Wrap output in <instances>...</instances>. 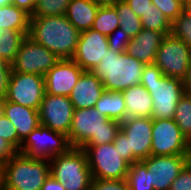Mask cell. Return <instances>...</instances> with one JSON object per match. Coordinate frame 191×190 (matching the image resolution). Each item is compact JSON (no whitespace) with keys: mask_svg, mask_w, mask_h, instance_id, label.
<instances>
[{"mask_svg":"<svg viewBox=\"0 0 191 190\" xmlns=\"http://www.w3.org/2000/svg\"><path fill=\"white\" fill-rule=\"evenodd\" d=\"M80 34L65 15L30 17L28 36L59 59L74 56Z\"/></svg>","mask_w":191,"mask_h":190,"instance_id":"6da1fadb","label":"cell"},{"mask_svg":"<svg viewBox=\"0 0 191 190\" xmlns=\"http://www.w3.org/2000/svg\"><path fill=\"white\" fill-rule=\"evenodd\" d=\"M120 122L102 116L95 107L74 109L68 141L71 147L113 143Z\"/></svg>","mask_w":191,"mask_h":190,"instance_id":"7a4b0ae2","label":"cell"},{"mask_svg":"<svg viewBox=\"0 0 191 190\" xmlns=\"http://www.w3.org/2000/svg\"><path fill=\"white\" fill-rule=\"evenodd\" d=\"M140 84L153 101L151 119H173L177 104L184 92L183 80L167 77L155 64L143 68Z\"/></svg>","mask_w":191,"mask_h":190,"instance_id":"3957f363","label":"cell"},{"mask_svg":"<svg viewBox=\"0 0 191 190\" xmlns=\"http://www.w3.org/2000/svg\"><path fill=\"white\" fill-rule=\"evenodd\" d=\"M49 175L48 159L17 152L0 166V187L3 190H41Z\"/></svg>","mask_w":191,"mask_h":190,"instance_id":"277c9868","label":"cell"},{"mask_svg":"<svg viewBox=\"0 0 191 190\" xmlns=\"http://www.w3.org/2000/svg\"><path fill=\"white\" fill-rule=\"evenodd\" d=\"M145 64L131 57L127 52H114L108 47L107 54L92 70V73L102 81L105 90L124 91L140 84Z\"/></svg>","mask_w":191,"mask_h":190,"instance_id":"5b68a950","label":"cell"},{"mask_svg":"<svg viewBox=\"0 0 191 190\" xmlns=\"http://www.w3.org/2000/svg\"><path fill=\"white\" fill-rule=\"evenodd\" d=\"M152 126L151 118L130 117L120 123L113 144L130 165L151 156Z\"/></svg>","mask_w":191,"mask_h":190,"instance_id":"8992f818","label":"cell"},{"mask_svg":"<svg viewBox=\"0 0 191 190\" xmlns=\"http://www.w3.org/2000/svg\"><path fill=\"white\" fill-rule=\"evenodd\" d=\"M50 175L66 190H90L92 175L82 148L71 147L49 160Z\"/></svg>","mask_w":191,"mask_h":190,"instance_id":"52a82bcc","label":"cell"},{"mask_svg":"<svg viewBox=\"0 0 191 190\" xmlns=\"http://www.w3.org/2000/svg\"><path fill=\"white\" fill-rule=\"evenodd\" d=\"M92 178L105 180L126 179L130 164L121 158L113 143L83 146Z\"/></svg>","mask_w":191,"mask_h":190,"instance_id":"ba28073f","label":"cell"},{"mask_svg":"<svg viewBox=\"0 0 191 190\" xmlns=\"http://www.w3.org/2000/svg\"><path fill=\"white\" fill-rule=\"evenodd\" d=\"M191 63V49L171 33L165 35L156 52L154 64L167 77L183 80Z\"/></svg>","mask_w":191,"mask_h":190,"instance_id":"9c48e42d","label":"cell"},{"mask_svg":"<svg viewBox=\"0 0 191 190\" xmlns=\"http://www.w3.org/2000/svg\"><path fill=\"white\" fill-rule=\"evenodd\" d=\"M70 148L65 134L40 124L22 142L18 152L28 157L50 160L56 155L66 153Z\"/></svg>","mask_w":191,"mask_h":190,"instance_id":"30bf717a","label":"cell"},{"mask_svg":"<svg viewBox=\"0 0 191 190\" xmlns=\"http://www.w3.org/2000/svg\"><path fill=\"white\" fill-rule=\"evenodd\" d=\"M60 59L46 47L40 45L28 35L11 65V72L38 74L44 76Z\"/></svg>","mask_w":191,"mask_h":190,"instance_id":"8fae6325","label":"cell"},{"mask_svg":"<svg viewBox=\"0 0 191 190\" xmlns=\"http://www.w3.org/2000/svg\"><path fill=\"white\" fill-rule=\"evenodd\" d=\"M151 155H191V144L173 119L153 120Z\"/></svg>","mask_w":191,"mask_h":190,"instance_id":"7c38bea8","label":"cell"},{"mask_svg":"<svg viewBox=\"0 0 191 190\" xmlns=\"http://www.w3.org/2000/svg\"><path fill=\"white\" fill-rule=\"evenodd\" d=\"M45 93L44 76L10 72L5 97L7 101L39 110Z\"/></svg>","mask_w":191,"mask_h":190,"instance_id":"4fadbf2b","label":"cell"},{"mask_svg":"<svg viewBox=\"0 0 191 190\" xmlns=\"http://www.w3.org/2000/svg\"><path fill=\"white\" fill-rule=\"evenodd\" d=\"M38 112L41 125L68 137L74 113L69 97L45 93Z\"/></svg>","mask_w":191,"mask_h":190,"instance_id":"5bb4252c","label":"cell"},{"mask_svg":"<svg viewBox=\"0 0 191 190\" xmlns=\"http://www.w3.org/2000/svg\"><path fill=\"white\" fill-rule=\"evenodd\" d=\"M190 160L191 155H151L142 161L151 172L154 190H169L171 183Z\"/></svg>","mask_w":191,"mask_h":190,"instance_id":"9a60e30c","label":"cell"},{"mask_svg":"<svg viewBox=\"0 0 191 190\" xmlns=\"http://www.w3.org/2000/svg\"><path fill=\"white\" fill-rule=\"evenodd\" d=\"M108 47L107 36L91 28L81 32L75 54L71 59L84 71H92L105 57Z\"/></svg>","mask_w":191,"mask_h":190,"instance_id":"2e32d148","label":"cell"},{"mask_svg":"<svg viewBox=\"0 0 191 190\" xmlns=\"http://www.w3.org/2000/svg\"><path fill=\"white\" fill-rule=\"evenodd\" d=\"M83 72L84 70L72 59H60L44 75L46 93L69 97Z\"/></svg>","mask_w":191,"mask_h":190,"instance_id":"e0dca14e","label":"cell"},{"mask_svg":"<svg viewBox=\"0 0 191 190\" xmlns=\"http://www.w3.org/2000/svg\"><path fill=\"white\" fill-rule=\"evenodd\" d=\"M0 111L13 123L21 142L40 125L39 112L36 109L2 99Z\"/></svg>","mask_w":191,"mask_h":190,"instance_id":"ac0fdd59","label":"cell"},{"mask_svg":"<svg viewBox=\"0 0 191 190\" xmlns=\"http://www.w3.org/2000/svg\"><path fill=\"white\" fill-rule=\"evenodd\" d=\"M104 91L102 81L92 71H84L72 89L69 98L74 109H87L95 107Z\"/></svg>","mask_w":191,"mask_h":190,"instance_id":"d6986e66","label":"cell"},{"mask_svg":"<svg viewBox=\"0 0 191 190\" xmlns=\"http://www.w3.org/2000/svg\"><path fill=\"white\" fill-rule=\"evenodd\" d=\"M165 35L161 32L143 28L127 45V54L143 62L154 64L156 52Z\"/></svg>","mask_w":191,"mask_h":190,"instance_id":"ffe728a7","label":"cell"},{"mask_svg":"<svg viewBox=\"0 0 191 190\" xmlns=\"http://www.w3.org/2000/svg\"><path fill=\"white\" fill-rule=\"evenodd\" d=\"M122 93L126 106V119L130 117L151 118L152 97L141 84L131 86Z\"/></svg>","mask_w":191,"mask_h":190,"instance_id":"44dd1931","label":"cell"},{"mask_svg":"<svg viewBox=\"0 0 191 190\" xmlns=\"http://www.w3.org/2000/svg\"><path fill=\"white\" fill-rule=\"evenodd\" d=\"M99 5L92 0H70L65 16L80 32L92 28Z\"/></svg>","mask_w":191,"mask_h":190,"instance_id":"7402d4cb","label":"cell"},{"mask_svg":"<svg viewBox=\"0 0 191 190\" xmlns=\"http://www.w3.org/2000/svg\"><path fill=\"white\" fill-rule=\"evenodd\" d=\"M102 116L120 123L126 120V106L122 91L105 90L95 105Z\"/></svg>","mask_w":191,"mask_h":190,"instance_id":"603a6c76","label":"cell"},{"mask_svg":"<svg viewBox=\"0 0 191 190\" xmlns=\"http://www.w3.org/2000/svg\"><path fill=\"white\" fill-rule=\"evenodd\" d=\"M30 15L14 4L0 7V29L29 31Z\"/></svg>","mask_w":191,"mask_h":190,"instance_id":"cb8c5ba5","label":"cell"},{"mask_svg":"<svg viewBox=\"0 0 191 190\" xmlns=\"http://www.w3.org/2000/svg\"><path fill=\"white\" fill-rule=\"evenodd\" d=\"M112 6L117 10L119 27L130 38H134L143 29L140 17L135 14L124 0H117Z\"/></svg>","mask_w":191,"mask_h":190,"instance_id":"d4e9b609","label":"cell"},{"mask_svg":"<svg viewBox=\"0 0 191 190\" xmlns=\"http://www.w3.org/2000/svg\"><path fill=\"white\" fill-rule=\"evenodd\" d=\"M28 33L29 31L3 30L0 34V58L11 64Z\"/></svg>","mask_w":191,"mask_h":190,"instance_id":"484cf974","label":"cell"},{"mask_svg":"<svg viewBox=\"0 0 191 190\" xmlns=\"http://www.w3.org/2000/svg\"><path fill=\"white\" fill-rule=\"evenodd\" d=\"M126 181L129 190H154L151 172L147 169V166L142 160L130 165Z\"/></svg>","mask_w":191,"mask_h":190,"instance_id":"4316f807","label":"cell"},{"mask_svg":"<svg viewBox=\"0 0 191 190\" xmlns=\"http://www.w3.org/2000/svg\"><path fill=\"white\" fill-rule=\"evenodd\" d=\"M118 27L117 10L113 6H99L92 29L109 36Z\"/></svg>","mask_w":191,"mask_h":190,"instance_id":"83f0119b","label":"cell"},{"mask_svg":"<svg viewBox=\"0 0 191 190\" xmlns=\"http://www.w3.org/2000/svg\"><path fill=\"white\" fill-rule=\"evenodd\" d=\"M173 120L191 144V94L184 93L181 96Z\"/></svg>","mask_w":191,"mask_h":190,"instance_id":"f1b7e54d","label":"cell"},{"mask_svg":"<svg viewBox=\"0 0 191 190\" xmlns=\"http://www.w3.org/2000/svg\"><path fill=\"white\" fill-rule=\"evenodd\" d=\"M142 28L161 32L164 35L170 34L171 22L164 16L160 9L153 4L151 8L141 16Z\"/></svg>","mask_w":191,"mask_h":190,"instance_id":"f546056e","label":"cell"},{"mask_svg":"<svg viewBox=\"0 0 191 190\" xmlns=\"http://www.w3.org/2000/svg\"><path fill=\"white\" fill-rule=\"evenodd\" d=\"M70 0H37L34 12L30 17L65 15Z\"/></svg>","mask_w":191,"mask_h":190,"instance_id":"4dcf8cb0","label":"cell"},{"mask_svg":"<svg viewBox=\"0 0 191 190\" xmlns=\"http://www.w3.org/2000/svg\"><path fill=\"white\" fill-rule=\"evenodd\" d=\"M173 36L182 40L191 49V16L182 12L171 23V32Z\"/></svg>","mask_w":191,"mask_h":190,"instance_id":"1f68e13d","label":"cell"},{"mask_svg":"<svg viewBox=\"0 0 191 190\" xmlns=\"http://www.w3.org/2000/svg\"><path fill=\"white\" fill-rule=\"evenodd\" d=\"M0 137L19 151L22 142L19 140L13 123L0 111Z\"/></svg>","mask_w":191,"mask_h":190,"instance_id":"d6a6232c","label":"cell"},{"mask_svg":"<svg viewBox=\"0 0 191 190\" xmlns=\"http://www.w3.org/2000/svg\"><path fill=\"white\" fill-rule=\"evenodd\" d=\"M151 2L171 23L183 12V4L177 0H151Z\"/></svg>","mask_w":191,"mask_h":190,"instance_id":"836d02e7","label":"cell"},{"mask_svg":"<svg viewBox=\"0 0 191 190\" xmlns=\"http://www.w3.org/2000/svg\"><path fill=\"white\" fill-rule=\"evenodd\" d=\"M107 38L110 49L119 53L126 52L127 45L131 41L130 36L120 27L116 28Z\"/></svg>","mask_w":191,"mask_h":190,"instance_id":"e575fe53","label":"cell"},{"mask_svg":"<svg viewBox=\"0 0 191 190\" xmlns=\"http://www.w3.org/2000/svg\"><path fill=\"white\" fill-rule=\"evenodd\" d=\"M90 190H129L126 179L105 180L92 178Z\"/></svg>","mask_w":191,"mask_h":190,"instance_id":"d590c367","label":"cell"},{"mask_svg":"<svg viewBox=\"0 0 191 190\" xmlns=\"http://www.w3.org/2000/svg\"><path fill=\"white\" fill-rule=\"evenodd\" d=\"M169 190H191V160L171 183Z\"/></svg>","mask_w":191,"mask_h":190,"instance_id":"8d00e7d4","label":"cell"},{"mask_svg":"<svg viewBox=\"0 0 191 190\" xmlns=\"http://www.w3.org/2000/svg\"><path fill=\"white\" fill-rule=\"evenodd\" d=\"M10 72L11 65L0 58V101L6 97Z\"/></svg>","mask_w":191,"mask_h":190,"instance_id":"74e56055","label":"cell"},{"mask_svg":"<svg viewBox=\"0 0 191 190\" xmlns=\"http://www.w3.org/2000/svg\"><path fill=\"white\" fill-rule=\"evenodd\" d=\"M130 8L135 12V14L141 18L152 5L151 0H125Z\"/></svg>","mask_w":191,"mask_h":190,"instance_id":"f35d334b","label":"cell"},{"mask_svg":"<svg viewBox=\"0 0 191 190\" xmlns=\"http://www.w3.org/2000/svg\"><path fill=\"white\" fill-rule=\"evenodd\" d=\"M17 152L18 151L10 143L0 137V166Z\"/></svg>","mask_w":191,"mask_h":190,"instance_id":"ab89813d","label":"cell"},{"mask_svg":"<svg viewBox=\"0 0 191 190\" xmlns=\"http://www.w3.org/2000/svg\"><path fill=\"white\" fill-rule=\"evenodd\" d=\"M36 2L37 0H12V4L24 10L30 16H32L34 12Z\"/></svg>","mask_w":191,"mask_h":190,"instance_id":"60d3db41","label":"cell"},{"mask_svg":"<svg viewBox=\"0 0 191 190\" xmlns=\"http://www.w3.org/2000/svg\"><path fill=\"white\" fill-rule=\"evenodd\" d=\"M41 190H66L62 183L54 179L51 175L45 180Z\"/></svg>","mask_w":191,"mask_h":190,"instance_id":"b9f144b4","label":"cell"},{"mask_svg":"<svg viewBox=\"0 0 191 190\" xmlns=\"http://www.w3.org/2000/svg\"><path fill=\"white\" fill-rule=\"evenodd\" d=\"M183 85H184V92L191 94V63L189 64L186 77L183 79Z\"/></svg>","mask_w":191,"mask_h":190,"instance_id":"7bdbcfd3","label":"cell"},{"mask_svg":"<svg viewBox=\"0 0 191 190\" xmlns=\"http://www.w3.org/2000/svg\"><path fill=\"white\" fill-rule=\"evenodd\" d=\"M99 6H112L117 0H92Z\"/></svg>","mask_w":191,"mask_h":190,"instance_id":"ee69618b","label":"cell"},{"mask_svg":"<svg viewBox=\"0 0 191 190\" xmlns=\"http://www.w3.org/2000/svg\"><path fill=\"white\" fill-rule=\"evenodd\" d=\"M183 12H185L186 14H188L189 16H191V0H187V1L183 4Z\"/></svg>","mask_w":191,"mask_h":190,"instance_id":"f6af8a7d","label":"cell"},{"mask_svg":"<svg viewBox=\"0 0 191 190\" xmlns=\"http://www.w3.org/2000/svg\"><path fill=\"white\" fill-rule=\"evenodd\" d=\"M12 4V0H0V7Z\"/></svg>","mask_w":191,"mask_h":190,"instance_id":"bcb514c9","label":"cell"},{"mask_svg":"<svg viewBox=\"0 0 191 190\" xmlns=\"http://www.w3.org/2000/svg\"><path fill=\"white\" fill-rule=\"evenodd\" d=\"M179 1L181 4H184L187 0H177Z\"/></svg>","mask_w":191,"mask_h":190,"instance_id":"7dc6e473","label":"cell"}]
</instances>
